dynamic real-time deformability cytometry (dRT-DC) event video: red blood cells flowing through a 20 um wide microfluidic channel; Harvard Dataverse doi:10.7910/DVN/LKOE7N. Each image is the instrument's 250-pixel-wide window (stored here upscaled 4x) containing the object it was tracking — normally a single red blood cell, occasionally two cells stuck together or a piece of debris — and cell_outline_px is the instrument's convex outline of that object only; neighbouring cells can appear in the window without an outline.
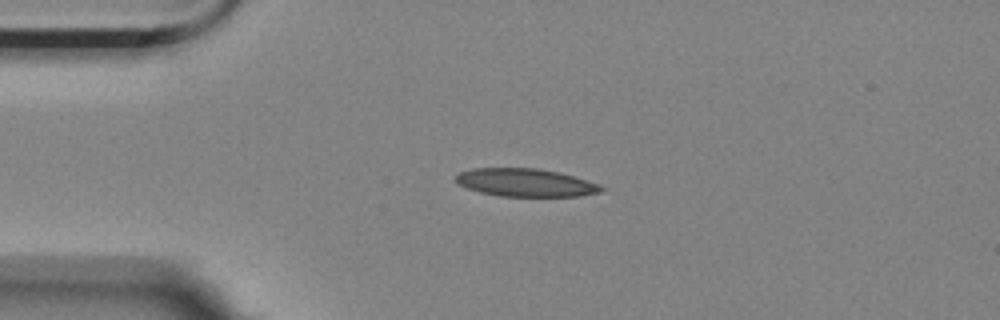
{"species": "Egyptian fruit bat (a non-hibernating species)", "species_latin": "Rousettus aegyptiacus", "temperature_condition": "room temperature", "stored_images_in_passage": 44, "camera_frame_rate_fps": 3000, "um_per_image_px": 0.085, "animal": {"sex": "female"}, "frame": {"image": 1, "passage_image": 1, "time_ms": 0.0, "image_size_px": [1000, 320], "cell_outline_px": [[608, 188], [600, 192], [580, 196], [500, 196], [480, 192], [456, 184], [456, 176], [460, 172], [472, 168], [536, 168], [560, 172]], "centroid_in_image_um": [44.65, 15.52], "position_along_channel_um": 40.4, "area_um2": 23.58}}
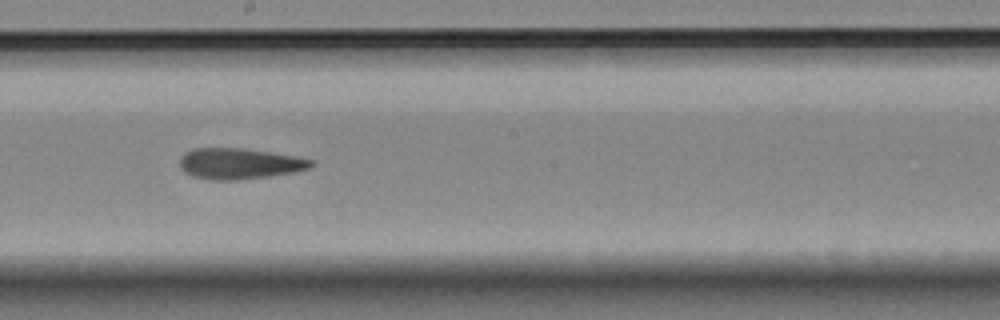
{"frame": {"image": 2, "passage_image": 19, "time_ms": 6.0, "image_size_px": [1000, 320], "cell_outline_px": [[316, 164], [312, 168], [296, 172], [240, 180], [212, 180], [192, 176], [184, 172], [180, 168], [180, 160], [184, 152], [192, 148], [240, 148], [296, 156], [312, 160]], "centroid_in_image_um": [20.36, 13.91], "position_along_channel_um": 227.8, "area_um2": 23.81}}
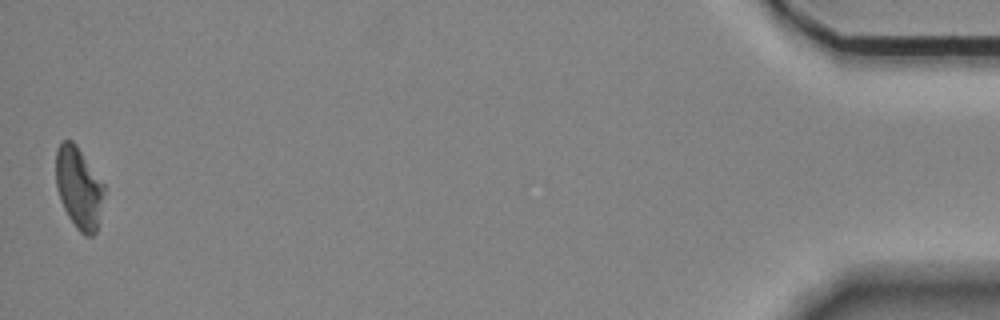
{"frame": {"image": 3, "passage_image": 44, "time_ms": 14.333, "image_size_px": [1000, 320], "cell_outline_px": [[104, 192], [96, 232], [92, 236], [84, 236], [76, 228], [68, 216], [60, 200], [56, 188], [56, 148], [64, 140], [72, 140], [76, 144], [104, 184]], "centroid_in_image_um": [6.68, 15.96], "position_along_channel_um": 428.5, "area_um2": 22.83}, "authors_computed_cell_mechanics": {"area_um2": 23.6402, "velocity_mm_per_s": 3.512, "shape_relaxation_time_tau1_ms": null, "shape_relaxation_time_tau2_ms": 7.6189, "deformation_change_tau1": null, "deformation_change_tau2": 0.1648}}